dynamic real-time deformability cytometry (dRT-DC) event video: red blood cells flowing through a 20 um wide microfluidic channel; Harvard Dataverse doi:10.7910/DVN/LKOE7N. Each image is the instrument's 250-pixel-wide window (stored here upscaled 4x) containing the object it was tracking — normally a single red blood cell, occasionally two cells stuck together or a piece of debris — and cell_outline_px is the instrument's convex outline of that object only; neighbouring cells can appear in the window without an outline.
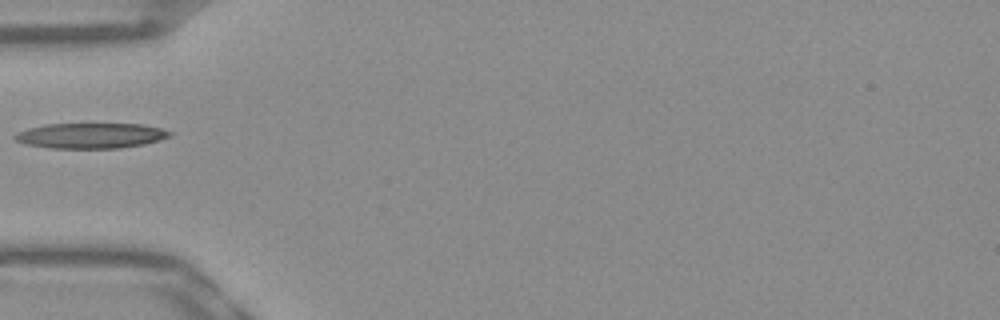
{"species": "Egyptian fruit bat (a non-hibernating species)", "species_latin": "Rousettus aegyptiacus", "temperature_condition": "warm", "stored_images_in_passage": 12, "camera_frame_rate_fps": 3000, "um_per_image_px": 0.085, "frame": {"image": 1, "passage_image": 1, "time_ms": 0.0, "image_size_px": [1000, 320], "cell_outline_px": [[172, 136], [160, 140], [144, 144], [120, 148], [48, 148], [28, 144], [16, 140], [12, 136], [16, 132], [28, 128], [44, 124], [144, 124], [160, 128], [172, 132]], "centroid_in_image_um": [7.72, 11.53], "position_along_channel_um": 77.3, "area_um2": 22.95}}
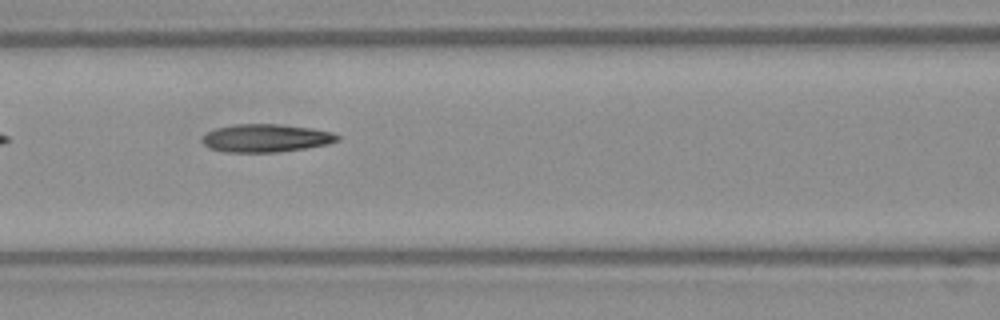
{"frame": {"image": 2, "passage_image": 6, "time_ms": 1.667, "image_size_px": [1000, 320], "cell_outline_px": [[340, 140], [328, 144], [304, 148], [276, 152], [224, 152], [212, 148], [204, 144], [200, 140], [208, 132], [216, 128], [236, 124], [280, 124], [312, 128], [332, 132], [340, 136]], "centroid_in_image_um": [22.63, 11.73], "position_along_channel_um": 144.0, "area_um2": 21.96}}
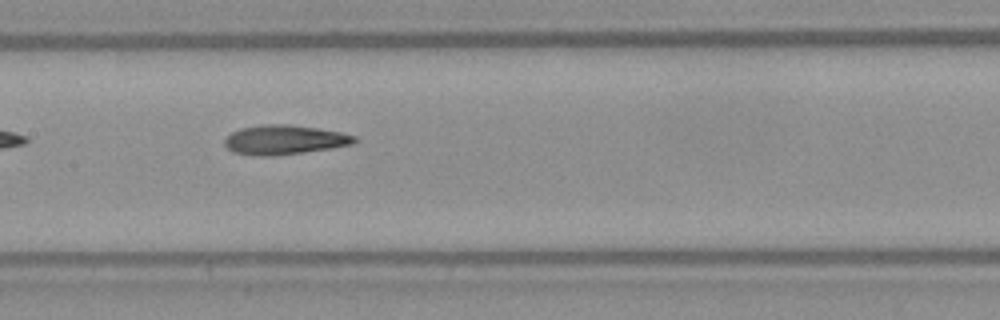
{"frame": {"image": 3, "passage_image": 9, "time_ms": 2.667, "image_size_px": [1000, 320], "cell_outline_px": [[356, 144], [332, 148], [304, 152], [272, 156], [252, 156], [232, 152], [224, 144], [224, 140], [232, 132], [240, 128], [264, 124], [288, 124], [316, 128], [340, 132], [356, 136]], "centroid_in_image_um": [24.17, 11.89], "position_along_channel_um": 183.2, "area_um2": 22.37}}